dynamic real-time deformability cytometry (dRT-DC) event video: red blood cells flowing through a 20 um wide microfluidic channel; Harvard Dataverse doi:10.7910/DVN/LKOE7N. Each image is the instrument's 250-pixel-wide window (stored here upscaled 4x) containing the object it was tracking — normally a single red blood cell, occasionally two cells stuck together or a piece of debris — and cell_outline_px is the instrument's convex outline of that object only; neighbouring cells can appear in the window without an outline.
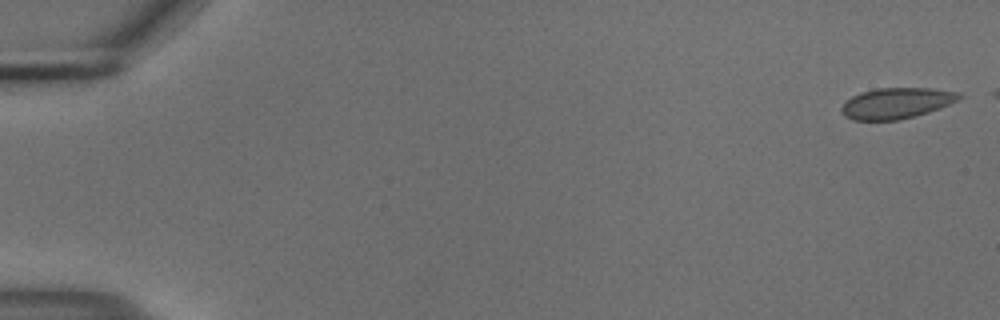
{"species": "common noctule bat (a hibernating species)", "species_latin": "Nyctalus noctula", "temperature_condition": "cold", "stored_images_in_passage": 49, "camera_frame_rate_fps": 3000, "um_per_image_px": 0.085, "animal": {"sex": "male", "body_mass_g": 18.8}, "frame": {"image": 1, "passage_image": 1, "time_ms": 0.0, "image_size_px": [1000, 320], "cell_outline_px": [[964, 96], [940, 108], [928, 112], [900, 120], [852, 120], [844, 116], [840, 112], [840, 108], [852, 96], [860, 92], [876, 88], [932, 88], [960, 92]], "centroid_in_image_um": [76.18, 8.77], "position_along_channel_um": 8.8, "area_um2": 21.21}}
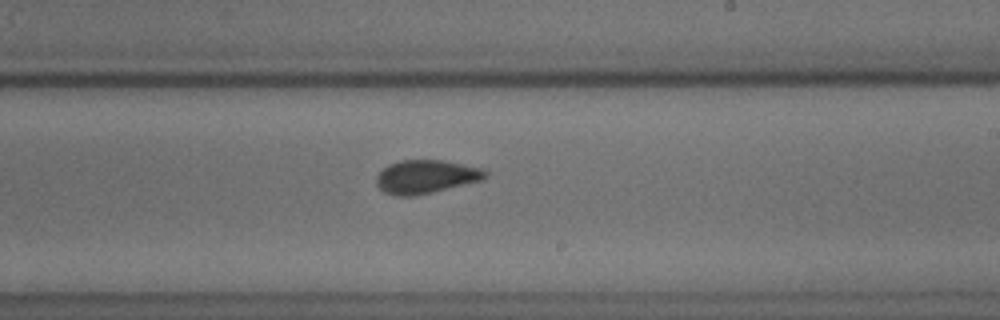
{"frame": {"image": 2, "passage_image": 33, "time_ms": 10.667, "image_size_px": [1000, 320], "cell_outline_px": [[488, 176], [484, 180], [432, 192], [412, 196], [396, 196], [384, 192], [376, 184], [376, 176], [388, 164], [400, 160], [440, 160], [484, 168], [488, 172]], "centroid_in_image_um": [36.23, 15.02], "position_along_channel_um": 252.8, "area_um2": 21.33}}
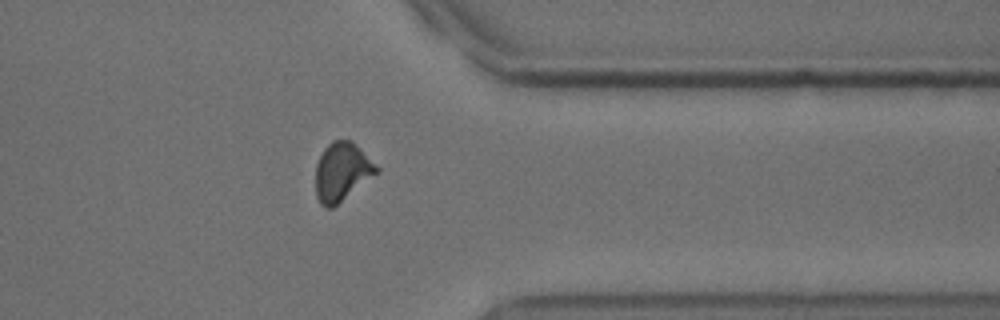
{"frame": {"image": 3, "passage_image": 44, "time_ms": 14.333, "image_size_px": [1000, 320], "cell_outline_px": [[380, 172], [332, 208], [324, 208], [320, 204], [316, 196], [316, 164], [324, 148], [332, 140], [352, 140], [380, 168]], "centroid_in_image_um": [29.08, 14.6], "position_along_channel_um": 382.3, "area_um2": 20.92}}